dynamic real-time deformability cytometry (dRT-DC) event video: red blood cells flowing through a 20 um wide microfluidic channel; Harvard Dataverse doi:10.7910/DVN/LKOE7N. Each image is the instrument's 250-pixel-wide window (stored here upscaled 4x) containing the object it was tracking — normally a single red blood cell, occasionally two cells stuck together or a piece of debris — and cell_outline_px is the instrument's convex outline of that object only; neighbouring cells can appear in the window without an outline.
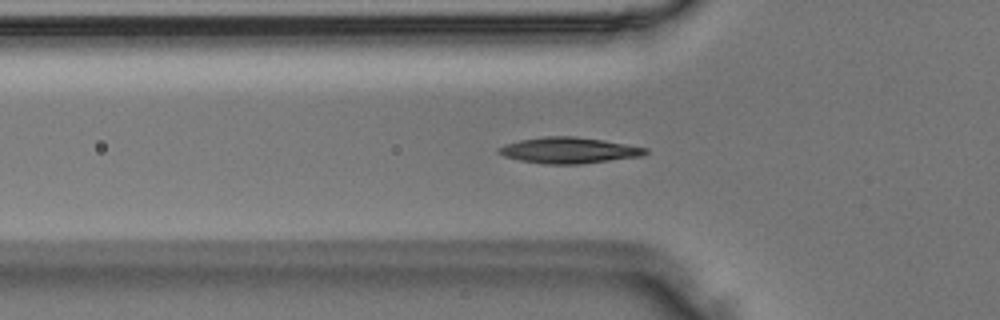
{"species": "Egyptian fruit bat (a non-hibernating species)", "species_latin": "Rousettus aegyptiacus", "temperature_condition": "room temperature", "stored_images_in_passage": 35, "camera_frame_rate_fps": 3000, "um_per_image_px": 0.085, "animal": {"sex": "male"}, "frame": {"image": 1, "passage_image": 3, "time_ms": 0.667, "image_size_px": [1000, 320], "cell_outline_px": [[648, 152], [644, 156], [580, 164], [544, 164], [520, 160], [504, 156], [496, 152], [496, 148], [504, 144], [520, 140], [544, 136], [576, 136], [604, 140], [648, 148]], "centroid_in_image_um": [48.35, 12.77], "position_along_channel_um": 77.5, "area_um2": 22.43}}
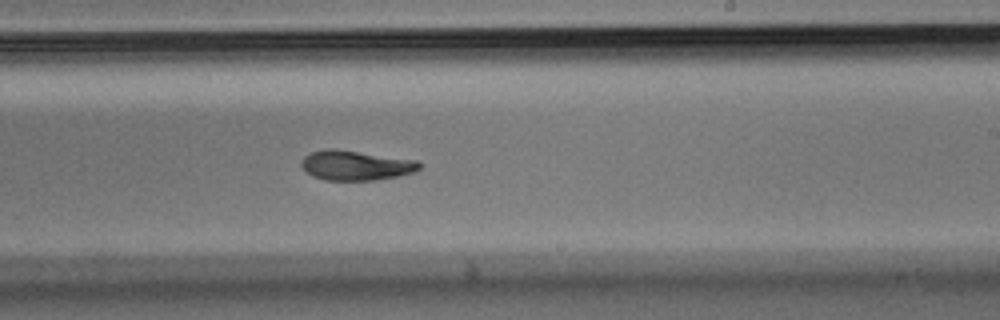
{"frame": {"image": 2, "passage_image": 16, "time_ms": 5.0, "image_size_px": [1000, 320], "cell_outline_px": [[424, 164], [420, 168], [412, 172], [396, 176], [376, 180], [324, 180], [312, 176], [300, 164], [304, 156], [312, 152], [324, 148], [336, 148], [420, 160]], "centroid_in_image_um": [30.27, 14.03], "position_along_channel_um": 258.7, "area_um2": 20.75}}
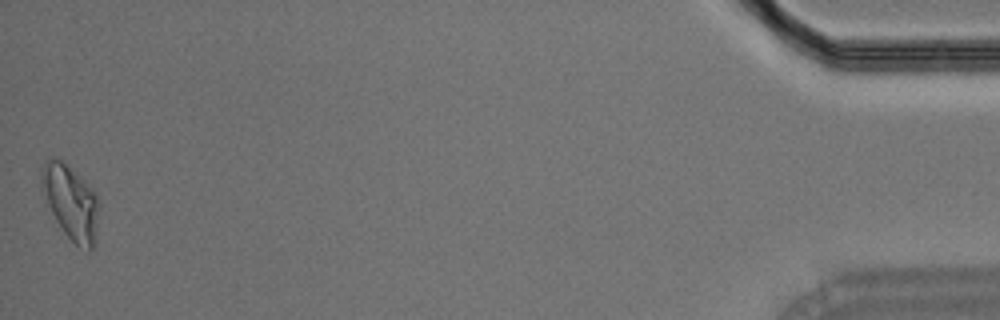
{"frame": {"image": 3, "passage_image": 35, "time_ms": 11.333, "image_size_px": [1000, 320], "cell_outline_px": [[100, 208], [96, 240], [92, 248], [88, 252], [76, 244], [64, 232], [56, 220], [40, 188], [44, 160], [48, 156], [52, 156], [60, 160], [84, 180], [96, 192], [100, 204]], "centroid_in_image_um": [6.05, 17.2], "position_along_channel_um": 429.2, "area_um2": 24.97}}